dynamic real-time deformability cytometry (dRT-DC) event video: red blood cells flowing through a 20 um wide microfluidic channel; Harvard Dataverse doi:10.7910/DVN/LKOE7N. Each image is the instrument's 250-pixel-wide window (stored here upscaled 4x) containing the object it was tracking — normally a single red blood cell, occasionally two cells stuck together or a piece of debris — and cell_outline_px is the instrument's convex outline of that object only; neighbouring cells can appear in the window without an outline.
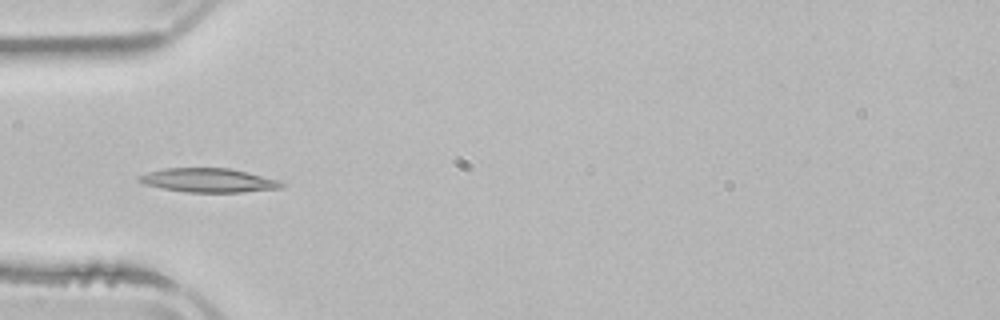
{"species": "common noctule bat (a hibernating species)", "species_latin": "Nyctalus noctula", "temperature_condition": "room temperature", "stored_images_in_passage": 4, "camera_frame_rate_fps": 3000, "um_per_image_px": 0.085, "animal": {"sex": "male", "body_mass_g": 21.5, "forearm_length_mm": 52.0}, "frame": {"image": 1, "passage_image": 4, "time_ms": 4.333, "image_size_px": [1000, 320], "cell_outline_px": [[288, 184], [284, 188], [244, 192], [184, 192], [144, 184], [136, 180], [136, 176], [148, 172], [164, 168], [228, 168], [280, 180]], "centroid_in_image_um": [17.75, 15.33], "position_along_channel_um": 67.3, "area_um2": 20.06}}